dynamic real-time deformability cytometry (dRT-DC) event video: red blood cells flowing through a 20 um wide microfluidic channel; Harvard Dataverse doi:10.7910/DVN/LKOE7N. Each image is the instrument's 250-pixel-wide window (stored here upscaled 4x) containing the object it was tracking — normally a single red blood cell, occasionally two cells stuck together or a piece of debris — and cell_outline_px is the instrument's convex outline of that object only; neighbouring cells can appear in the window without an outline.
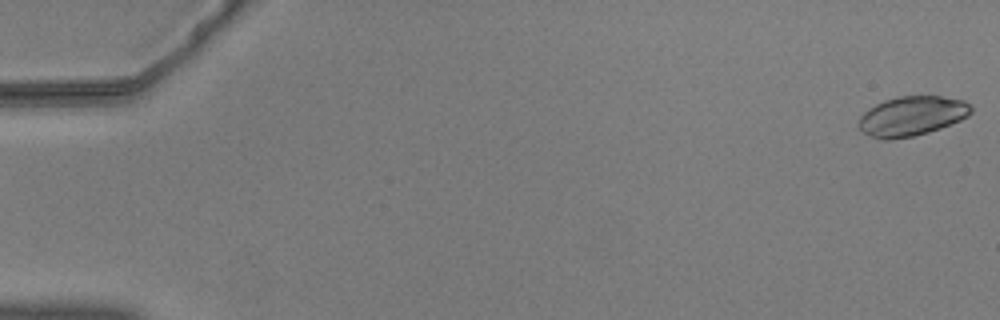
{"species": "common noctule bat (a hibernating species)", "species_latin": "Nyctalus noctula", "temperature_condition": "warm", "stored_images_in_passage": 55, "camera_frame_rate_fps": 3000, "um_per_image_px": 0.085, "animal": {"sex": "male", "body_mass_g": 20.5, "forearm_length_mm": 52.5}, "frame": {"image": 1, "passage_image": 1, "time_ms": 0.0, "image_size_px": [1000, 320], "cell_outline_px": [[972, 112], [968, 116], [960, 120], [940, 128], [928, 132], [912, 136], [888, 140], [880, 140], [860, 132], [856, 124], [860, 116], [868, 108], [884, 100], [896, 96], [940, 96], [964, 100], [972, 108]], "centroid_in_image_um": [77.44, 9.87], "position_along_channel_um": 7.6, "area_um2": 26.18}}
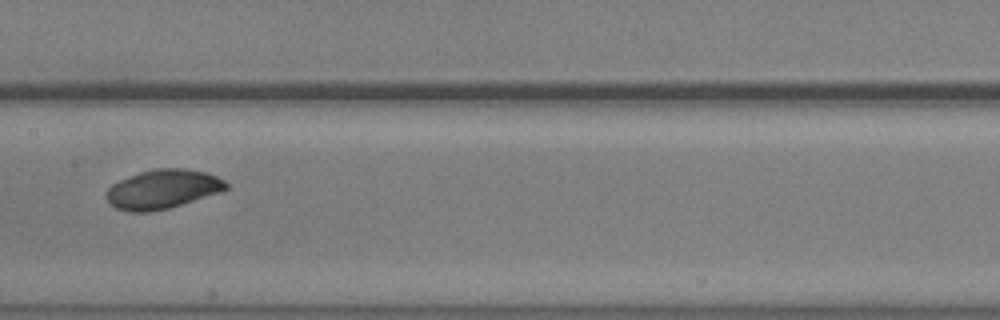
{"frame": {"image": 2, "passage_image": 28, "time_ms": 9.0, "image_size_px": [1000, 320], "cell_outline_px": [[228, 188], [220, 192], [168, 208], [148, 212], [128, 212], [116, 208], [108, 204], [108, 188], [112, 184], [120, 180], [140, 172], [156, 168], [184, 168], [208, 172], [224, 180], [228, 184]], "centroid_in_image_um": [13.84, 16.07], "position_along_channel_um": 193.6, "area_um2": 27.17}}
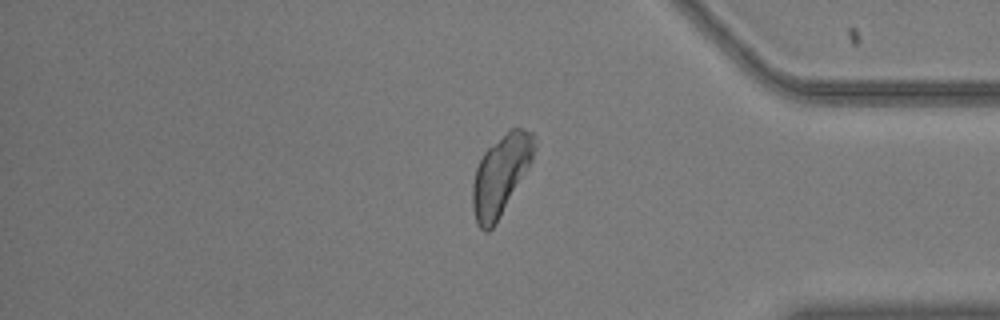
{"frame": {"image": 3, "passage_image": 46, "time_ms": 15.0, "image_size_px": [1000, 320], "cell_outline_px": [[536, 148], [532, 160], [528, 168], [496, 224], [488, 232], [484, 232], [476, 224], [472, 204], [472, 184], [476, 168], [484, 152], [488, 148], [512, 128], [520, 128], [532, 132]], "centroid_in_image_um": [42.55, 14.92], "position_along_channel_um": 392.7, "area_um2": 28.44}}